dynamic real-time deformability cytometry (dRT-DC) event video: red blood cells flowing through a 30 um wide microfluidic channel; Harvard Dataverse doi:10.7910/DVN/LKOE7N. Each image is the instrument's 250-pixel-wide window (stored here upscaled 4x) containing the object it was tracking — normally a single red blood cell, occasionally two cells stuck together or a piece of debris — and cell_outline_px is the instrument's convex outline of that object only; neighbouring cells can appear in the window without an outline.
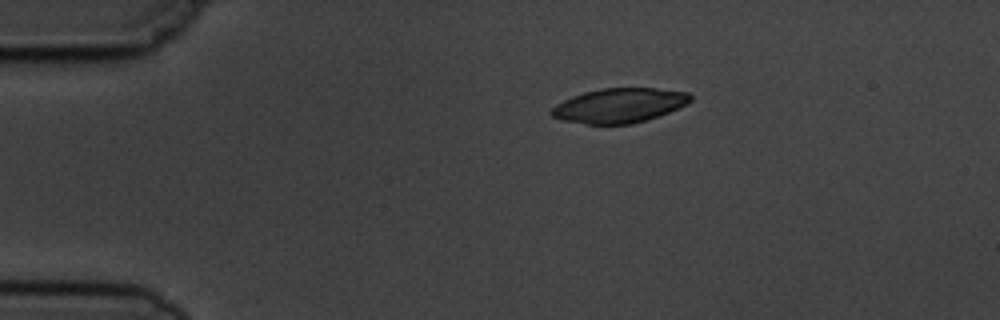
{"species": "common noctule bat (a hibernating species)", "species_latin": "Nyctalus noctula", "temperature_condition": "cold", "stored_images_in_passage": 3, "camera_frame_rate_fps": 3000, "um_per_image_px": 0.085, "animal": {"sex": "male", "body_mass_g": 19.5, "forearm_length_mm": 54.6}, "frame": {"image": 1, "passage_image": 1, "time_ms": 0.0, "image_size_px": [1000, 320], "cell_outline_px": [[692, 100], [688, 104], [660, 116], [632, 124], [584, 124], [560, 120], [552, 116], [548, 112], [556, 104], [572, 96], [584, 92], [600, 88], [656, 88], [688, 92], [692, 96]], "centroid_in_image_um": [52.64, 8.97], "position_along_channel_um": 32.4, "area_um2": 28.26}}